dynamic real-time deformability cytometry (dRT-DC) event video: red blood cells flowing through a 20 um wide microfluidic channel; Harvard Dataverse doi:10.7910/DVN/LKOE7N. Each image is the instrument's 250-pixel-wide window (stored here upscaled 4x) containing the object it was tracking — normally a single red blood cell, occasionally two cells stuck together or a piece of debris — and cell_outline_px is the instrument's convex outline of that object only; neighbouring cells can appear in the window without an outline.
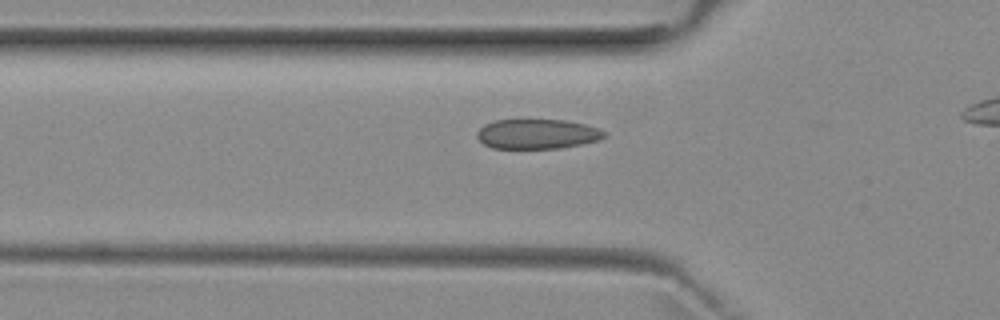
{"species": "common noctule bat (a hibernating species)", "species_latin": "Nyctalus noctula", "temperature_condition": "room temperature", "stored_images_in_passage": 33, "camera_frame_rate_fps": 3000, "um_per_image_px": 0.085, "animal": {"sex": "female", "body_mass_g": 29.2, "forearm_length_mm": 56.3}, "frame": {"image": 1, "passage_image": 8, "time_ms": 2.333, "image_size_px": [1000, 320], "cell_outline_px": [[608, 136], [600, 140], [560, 148], [492, 148], [484, 144], [476, 136], [476, 132], [484, 124], [492, 120], [564, 120], [584, 124], [596, 128], [604, 132]], "centroid_in_image_um": [45.64, 11.39], "position_along_channel_um": 80.2, "area_um2": 22.02}}
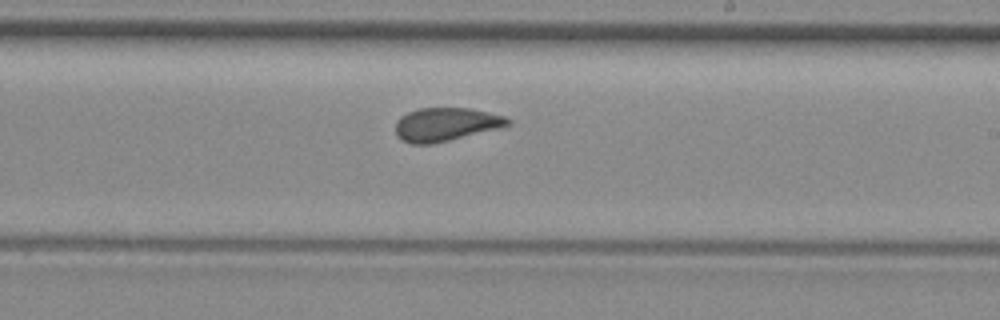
{"frame": {"image": 2, "passage_image": 21, "time_ms": 6.667, "image_size_px": [1000, 320], "cell_outline_px": [[512, 124], [432, 144], [412, 144], [400, 140], [396, 132], [396, 120], [400, 116], [408, 112], [420, 108], [472, 108], [504, 116], [512, 120]], "centroid_in_image_um": [37.86, 10.56], "position_along_channel_um": 251.1, "area_um2": 21.68}}
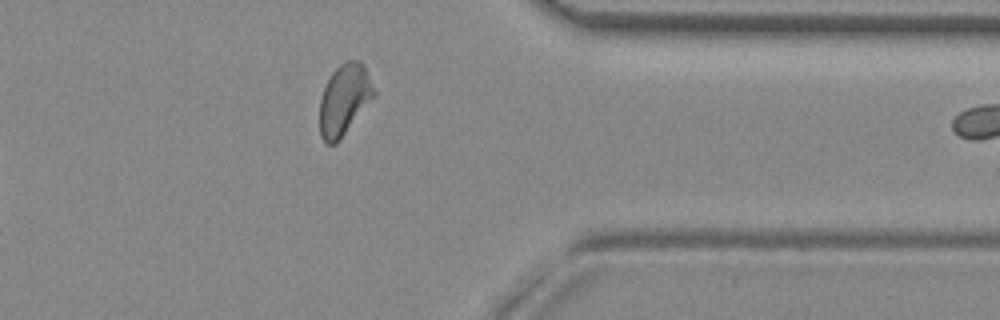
{"frame": {"image": 3, "passage_image": 32, "time_ms": 10.333, "image_size_px": [1000, 320], "cell_outline_px": [[376, 96], [336, 144], [324, 144], [320, 136], [320, 100], [324, 88], [332, 72], [340, 64], [348, 60], [360, 60], [364, 64], [376, 92]], "centroid_in_image_um": [29.28, 8.48], "position_along_channel_um": 382.1, "area_um2": 22.6}}